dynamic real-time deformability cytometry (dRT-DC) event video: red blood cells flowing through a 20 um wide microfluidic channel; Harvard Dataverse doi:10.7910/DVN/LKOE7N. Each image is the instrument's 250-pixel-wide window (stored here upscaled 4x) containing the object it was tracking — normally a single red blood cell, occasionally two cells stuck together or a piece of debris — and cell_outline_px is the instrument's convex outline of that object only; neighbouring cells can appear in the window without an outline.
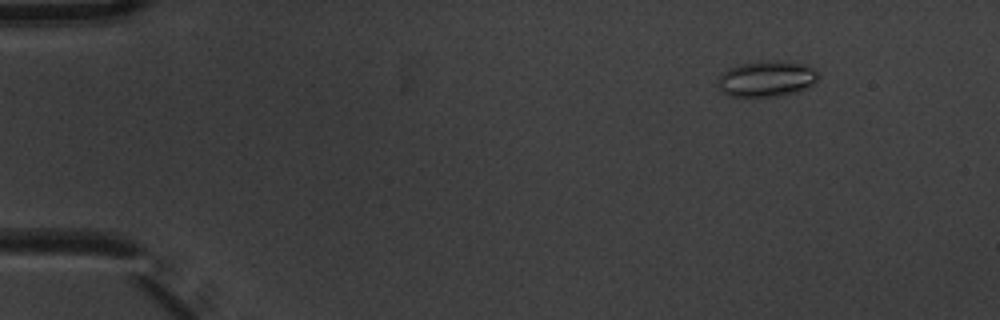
{"species": "common noctule bat (a hibernating species)", "species_latin": "Nyctalus noctula", "temperature_condition": "warm", "stored_images_in_passage": 7, "camera_frame_rate_fps": 3000, "um_per_image_px": 0.085, "animal": {"sex": "male", "body_mass_g": 20.1, "forearm_length_mm": 53.5}, "frame": {"image": 1, "passage_image": 1, "time_ms": 0.0, "image_size_px": [1000, 320], "cell_outline_px": [[820, 76], [812, 84], [796, 92], [776, 96], [728, 96], [720, 88], [720, 76], [728, 68], [744, 64], [776, 60], [808, 64], [816, 68], [820, 72]], "centroid_in_image_um": [65.25, 6.68], "position_along_channel_um": 19.7, "area_um2": 20.69}}
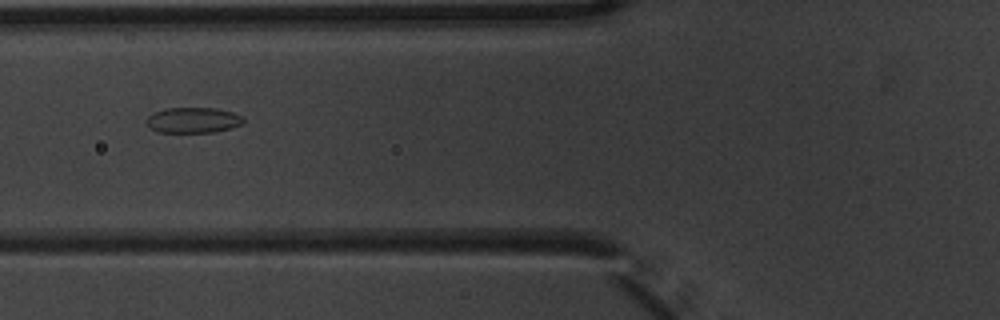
{"frame": {"image": 2, "passage_image": 5, "time_ms": 1.333, "image_size_px": [1000, 320], "cell_outline_px": [[244, 124], [216, 132], [156, 132], [144, 120], [148, 116], [164, 108], [216, 108], [232, 112], [244, 116]], "centroid_in_image_um": [16.45, 10.21], "position_along_channel_um": 109.4, "area_um2": 14.51}}
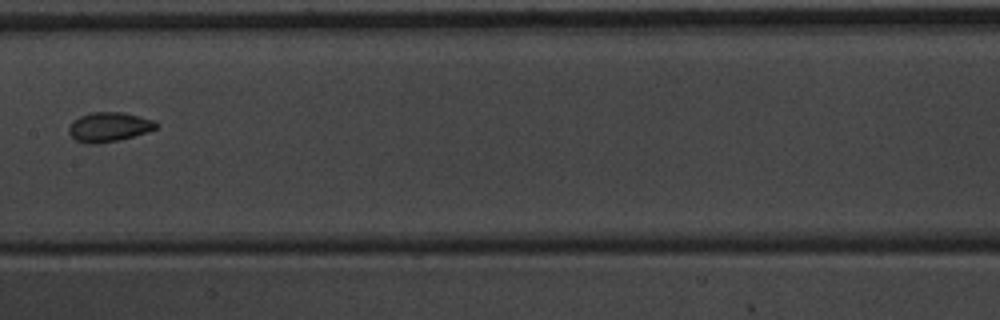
{"frame": {"image": 3, "passage_image": 7, "time_ms": 2.0, "image_size_px": [1000, 320], "cell_outline_px": [[160, 124], [156, 128], [148, 132], [120, 140], [96, 144], [88, 144], [76, 140], [68, 132], [68, 128], [72, 120], [80, 116], [92, 112], [124, 112], [156, 120]], "centroid_in_image_um": [9.29, 10.79], "position_along_channel_um": 198.1, "area_um2": 15.26}}